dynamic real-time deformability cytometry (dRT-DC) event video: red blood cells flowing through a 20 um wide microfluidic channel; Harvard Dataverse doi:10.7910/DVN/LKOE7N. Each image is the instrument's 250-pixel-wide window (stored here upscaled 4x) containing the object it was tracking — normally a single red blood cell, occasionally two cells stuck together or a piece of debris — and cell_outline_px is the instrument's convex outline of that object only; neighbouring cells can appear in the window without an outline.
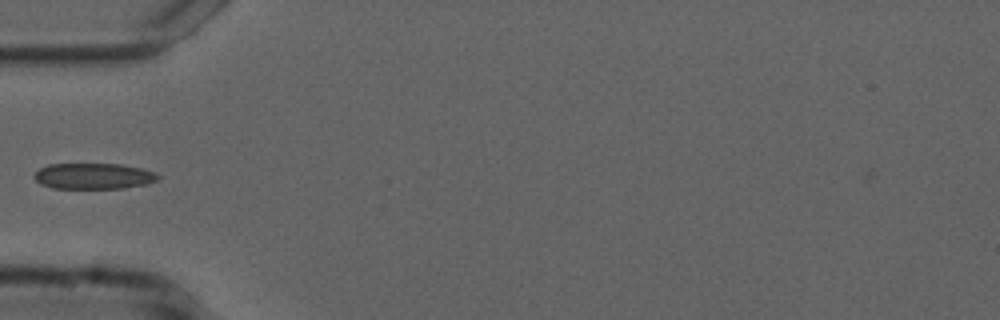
{"species": "common noctule bat (a hibernating species)", "species_latin": "Nyctalus noctula", "temperature_condition": "cold", "stored_images_in_passage": 14, "camera_frame_rate_fps": 3000, "um_per_image_px": 0.085, "animal": {"sex": "male", "forearm_length_mm": 52.5}, "frame": {"image": 1, "passage_image": 2, "time_ms": 0.333, "image_size_px": [1000, 320], "cell_outline_px": [[160, 176], [156, 180], [148, 184], [124, 188], [52, 188], [40, 184], [32, 176], [40, 168], [48, 164], [120, 164], [144, 168], [156, 172]], "centroid_in_image_um": [7.97, 14.96], "position_along_channel_um": 77.0, "area_um2": 18.84}}
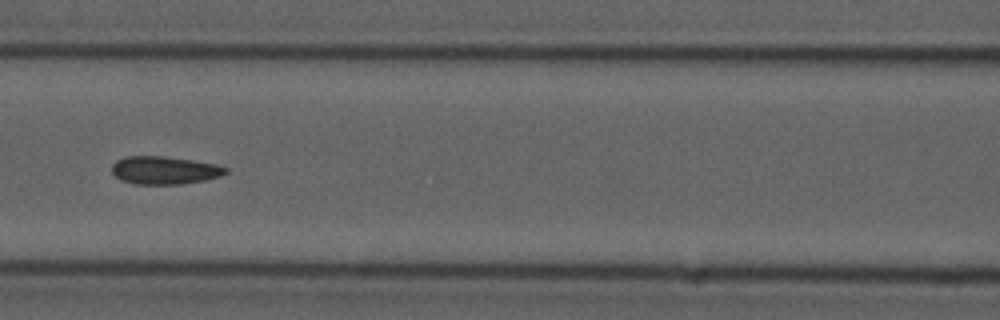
{"frame": {"image": 2, "passage_image": 8, "time_ms": 2.333, "image_size_px": [1000, 320], "cell_outline_px": [[228, 172], [220, 176], [204, 180], [180, 184], [136, 184], [120, 180], [112, 172], [112, 164], [116, 160], [124, 156], [164, 156], [192, 160], [216, 164], [228, 168]], "centroid_in_image_um": [13.96, 14.46], "position_along_channel_um": 152.6, "area_um2": 18.55}}
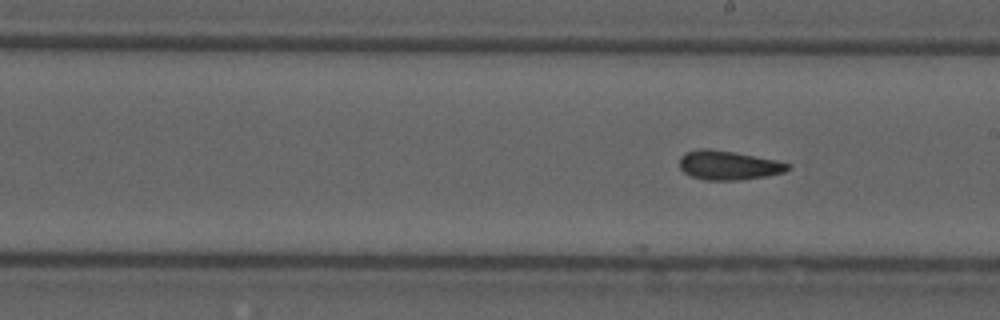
{"frame": {"image": 3, "passage_image": 14, "time_ms": 4.333, "image_size_px": [1000, 320], "cell_outline_px": [[792, 168], [784, 172], [764, 176], [736, 180], [704, 180], [692, 176], [684, 172], [680, 168], [680, 156], [684, 152], [700, 148], [708, 148], [732, 152], [776, 160], [792, 164]], "centroid_in_image_um": [61.9, 14.04], "position_along_channel_um": 227.1, "area_um2": 18.32}}